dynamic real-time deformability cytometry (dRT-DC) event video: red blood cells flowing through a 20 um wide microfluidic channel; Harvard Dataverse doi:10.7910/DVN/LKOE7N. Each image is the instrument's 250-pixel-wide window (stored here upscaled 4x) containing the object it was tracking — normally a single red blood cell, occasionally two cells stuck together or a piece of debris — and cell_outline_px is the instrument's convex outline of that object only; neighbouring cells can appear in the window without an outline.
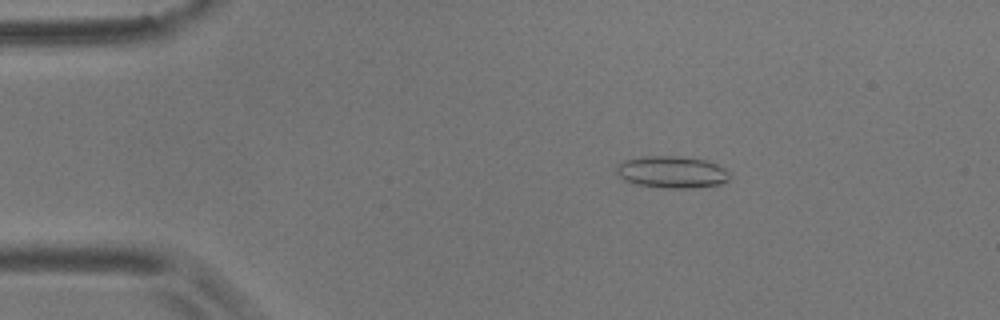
{"species": "common noctule bat (a hibernating species)", "species_latin": "Nyctalus noctula", "temperature_condition": "room temperature", "stored_images_in_passage": 43, "camera_frame_rate_fps": 3000, "um_per_image_px": 0.085, "animal": {"sex": "male", "body_mass_g": 17.9}, "frame": {"image": 1, "passage_image": 3, "time_ms": 0.667, "image_size_px": [1000, 320], "cell_outline_px": [[732, 172], [728, 180], [724, 184], [684, 188], [664, 188], [636, 184], [624, 180], [616, 172], [616, 164], [620, 160], [640, 156], [676, 156], [708, 160]], "centroid_in_image_um": [57.1, 14.61], "position_along_channel_um": 27.9, "area_um2": 21.44}}
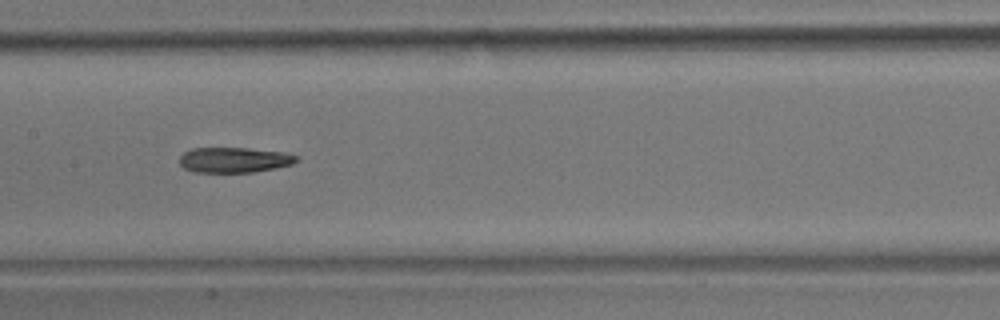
{"frame": {"image": 2, "passage_image": 21, "time_ms": 6.667, "image_size_px": [1000, 320], "cell_outline_px": [[300, 160], [292, 164], [276, 168], [252, 172], [192, 172], [184, 168], [180, 164], [180, 156], [184, 152], [192, 148], [248, 148], [284, 152], [296, 156]], "centroid_in_image_um": [19.9, 13.59], "position_along_channel_um": 187.5, "area_um2": 17.28}}
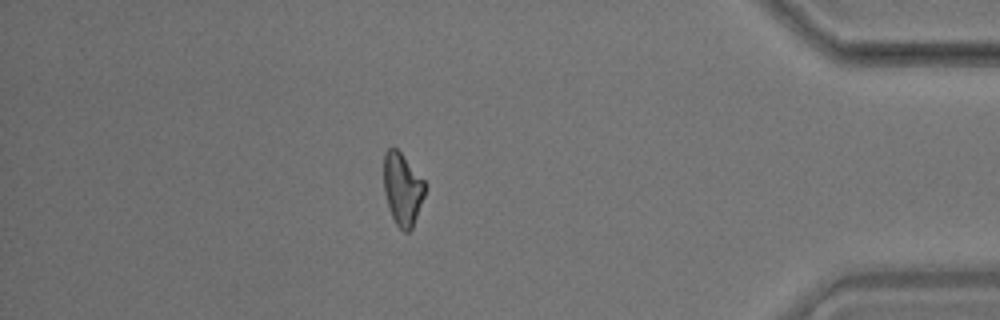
{"frame": {"image": 3, "passage_image": 42, "time_ms": 13.667, "image_size_px": [1000, 320], "cell_outline_px": [[424, 196], [412, 228], [408, 232], [404, 232], [396, 224], [392, 216], [384, 192], [384, 152], [388, 148], [396, 148], [400, 152], [424, 180]], "centroid_in_image_um": [34.19, 16.06], "position_along_channel_um": 401.0, "area_um2": 17.05}}